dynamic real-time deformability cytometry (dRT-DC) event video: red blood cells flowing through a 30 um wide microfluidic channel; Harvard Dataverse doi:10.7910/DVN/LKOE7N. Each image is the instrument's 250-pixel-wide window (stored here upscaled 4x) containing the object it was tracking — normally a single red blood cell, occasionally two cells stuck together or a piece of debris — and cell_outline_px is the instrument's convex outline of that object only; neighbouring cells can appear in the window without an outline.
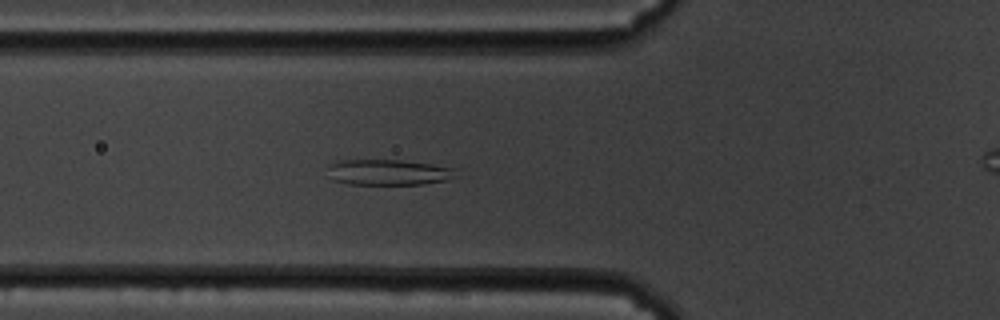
{"species": "common noctule bat (a hibernating species)", "species_latin": "Nyctalus noctula", "temperature_condition": "cold", "stored_images_in_passage": 60, "camera_frame_rate_fps": 3000, "um_per_image_px": 0.085, "animal": {"sex": "male", "body_mass_g": 19.5, "forearm_length_mm": 54.6}, "frame": {"image": 1, "passage_image": 21, "time_ms": 6.667, "image_size_px": [1000, 320], "cell_outline_px": [[456, 176], [448, 180], [424, 184], [348, 184], [332, 180], [328, 168], [328, 164], [336, 160], [400, 160], [428, 164], [452, 168]], "centroid_in_image_um": [32.95, 14.65], "position_along_channel_um": 92.9, "area_um2": 19.07}}
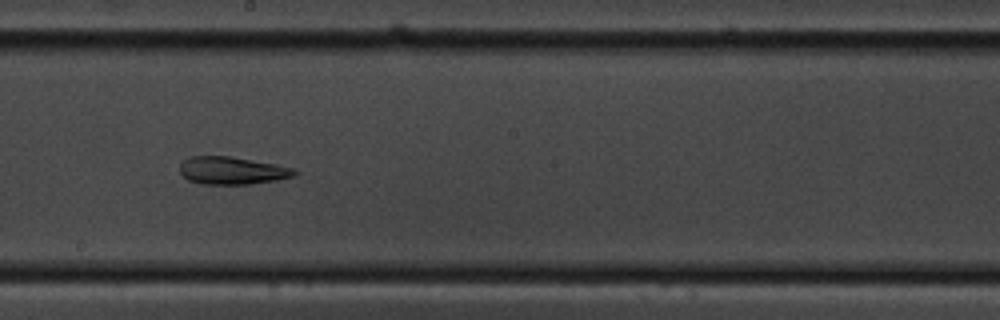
{"frame": {"image": 2, "passage_image": 33, "time_ms": 10.667, "image_size_px": [1000, 320], "cell_outline_px": [[300, 172], [296, 176], [276, 180], [248, 184], [200, 184], [188, 180], [180, 172], [180, 164], [188, 156], [228, 156], [276, 164], [296, 168]], "centroid_in_image_um": [19.76, 14.5], "position_along_channel_um": 228.4, "area_um2": 18.61}}
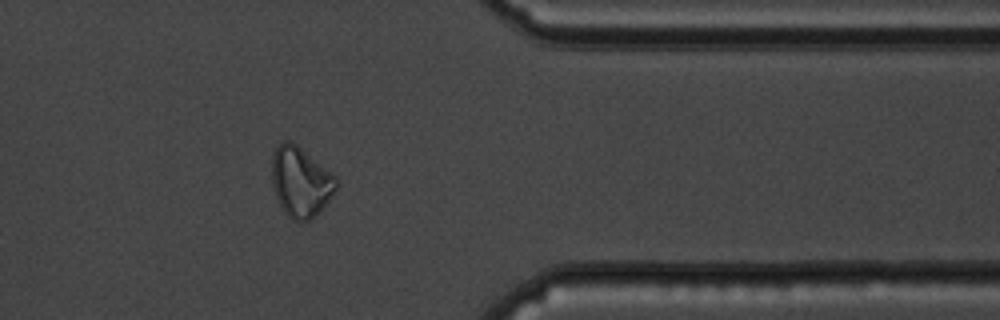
{"frame": {"image": 3, "passage_image": 48, "time_ms": 15.667, "image_size_px": [1000, 320], "cell_outline_px": [[336, 188], [332, 196], [324, 208], [316, 216], [300, 224], [292, 220], [284, 212], [276, 196], [272, 184], [272, 156], [280, 140], [292, 140], [332, 172], [336, 176]], "centroid_in_image_um": [25.55, 15.46], "position_along_channel_um": 385.8, "area_um2": 26.7}, "authors_computed_cell_mechanics": {"area_um2": 25.3742, "velocity_mm_per_s": 3.3971, "shape_relaxation_time_tau1_ms": null, "shape_relaxation_time_tau2_ms": 1.6928, "deformation_change_tau1": null, "deformation_change_tau2": 0.0876}}